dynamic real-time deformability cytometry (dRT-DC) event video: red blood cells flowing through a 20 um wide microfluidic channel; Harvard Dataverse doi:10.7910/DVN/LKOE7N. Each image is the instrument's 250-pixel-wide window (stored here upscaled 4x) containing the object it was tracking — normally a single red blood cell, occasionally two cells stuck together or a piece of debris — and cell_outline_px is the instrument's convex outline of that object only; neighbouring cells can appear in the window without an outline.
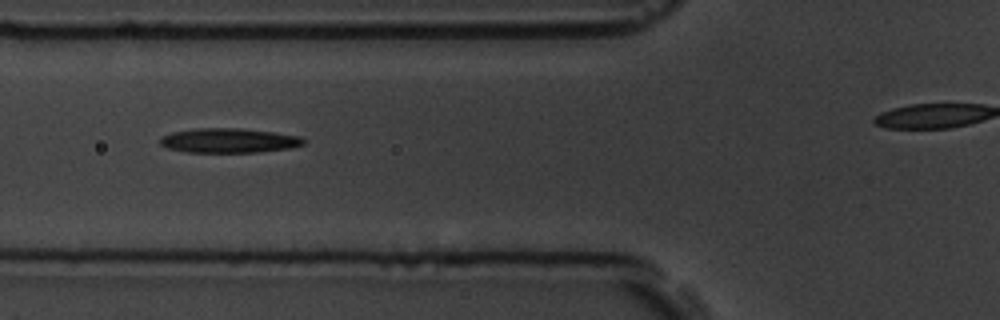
{"species": "common noctule bat (a hibernating species)", "species_latin": "Nyctalus noctula", "temperature_condition": "room temperature", "stored_images_in_passage": 6, "segment_of_instrument_passage": [1, 2], "camera_frame_rate_fps": 3000, "um_per_image_px": 0.085, "animal": {"sex": "male", "body_mass_g": 19.5, "forearm_length_mm": 54.6}, "frame": {"image": 1, "passage_image": 3, "time_ms": 2.333, "image_size_px": [1000, 320], "cell_outline_px": [[304, 144], [292, 148], [256, 152], [188, 152], [168, 148], [160, 144], [160, 136], [172, 132], [196, 128], [240, 128], [276, 132], [300, 136], [304, 140]], "centroid_in_image_um": [19.46, 11.94], "position_along_channel_um": 106.3, "area_um2": 20.58}}
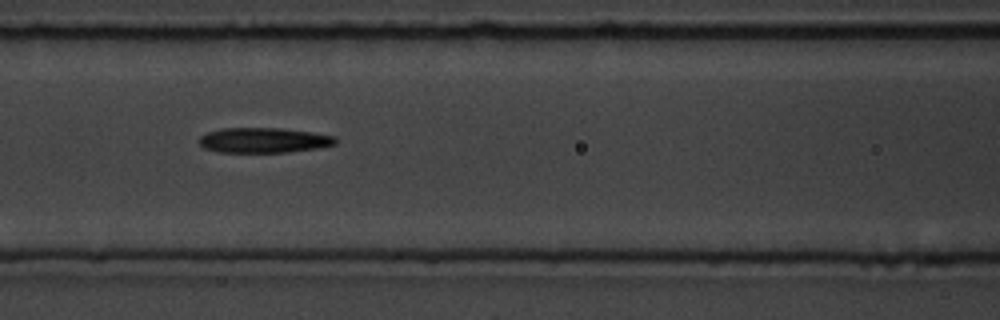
{"frame": {"image": 2, "passage_image": 4, "time_ms": 3.333, "image_size_px": [1000, 320], "cell_outline_px": [[336, 144], [316, 148], [284, 152], [220, 152], [204, 148], [196, 140], [200, 136], [208, 132], [220, 128], [280, 128], [312, 132], [336, 136]], "centroid_in_image_um": [22.38, 11.91], "position_along_channel_um": 144.2, "area_um2": 19.94}}
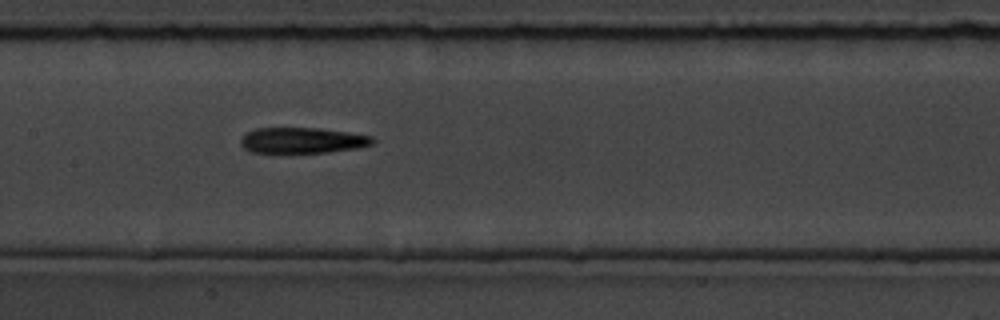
{"frame": {"image": 3, "passage_image": 5, "time_ms": 4.333, "image_size_px": [1000, 320], "cell_outline_px": [[376, 140], [372, 144], [356, 148], [324, 152], [252, 152], [244, 148], [240, 144], [240, 140], [244, 132], [256, 128], [320, 128], [348, 132], [372, 136]], "centroid_in_image_um": [25.67, 11.91], "position_along_channel_um": 181.7, "area_um2": 19.71}}